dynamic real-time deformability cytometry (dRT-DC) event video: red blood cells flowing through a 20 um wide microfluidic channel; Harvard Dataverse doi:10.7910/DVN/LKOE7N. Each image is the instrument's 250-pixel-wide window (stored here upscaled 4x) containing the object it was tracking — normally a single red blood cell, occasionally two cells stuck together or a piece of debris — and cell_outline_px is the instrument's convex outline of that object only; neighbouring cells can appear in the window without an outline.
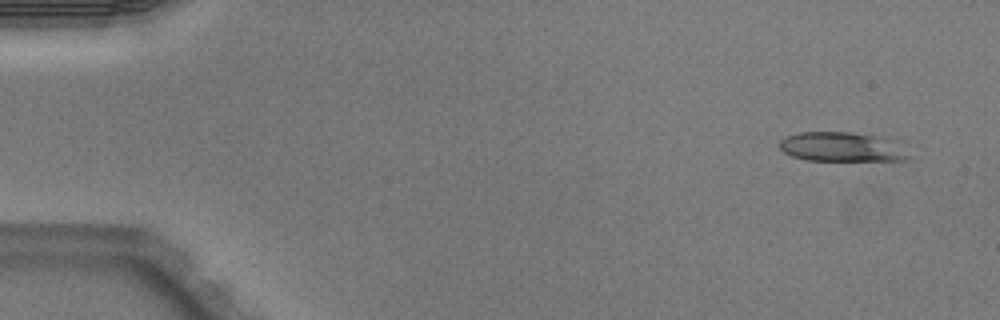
{"species": "Egyptian fruit bat (a non-hibernating species)", "species_latin": "Rousettus aegyptiacus", "temperature_condition": "warm", "stored_images_in_passage": 5, "segment_of_instrument_passage": [1, 2], "camera_frame_rate_fps": 3000, "um_per_image_px": 0.085, "animal": {"sex": "male"}, "frame": {"image": 1, "passage_image": 1, "time_ms": 0.0, "image_size_px": [1000, 320], "cell_outline_px": [[912, 156], [908, 160], [804, 160], [792, 156], [784, 152], [780, 148], [780, 140], [788, 136], [800, 132], [852, 132], [904, 140]], "centroid_in_image_um": [71.75, 12.48], "position_along_channel_um": 13.3, "area_um2": 22.89}}
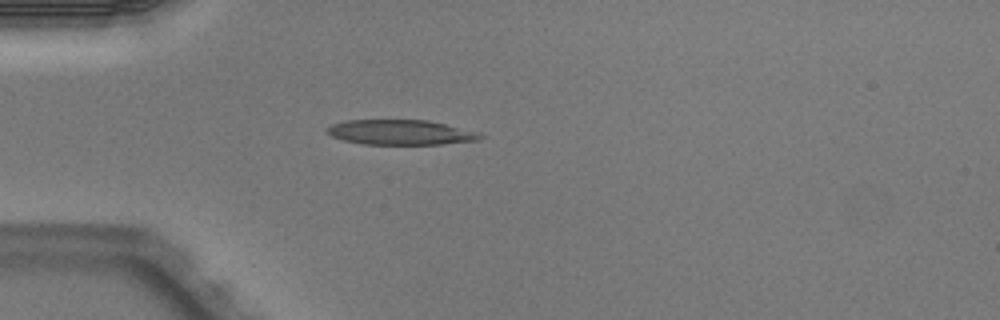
{"frame": {"image": 2, "passage_image": 4, "time_ms": 1.0, "image_size_px": [1000, 320], "cell_outline_px": [[488, 136], [480, 140], [440, 144], [364, 144], [344, 140], [332, 136], [328, 132], [328, 128], [332, 124], [344, 120], [428, 120], [480, 132]], "centroid_in_image_um": [34.13, 11.24], "position_along_channel_um": 50.9, "area_um2": 22.31}}